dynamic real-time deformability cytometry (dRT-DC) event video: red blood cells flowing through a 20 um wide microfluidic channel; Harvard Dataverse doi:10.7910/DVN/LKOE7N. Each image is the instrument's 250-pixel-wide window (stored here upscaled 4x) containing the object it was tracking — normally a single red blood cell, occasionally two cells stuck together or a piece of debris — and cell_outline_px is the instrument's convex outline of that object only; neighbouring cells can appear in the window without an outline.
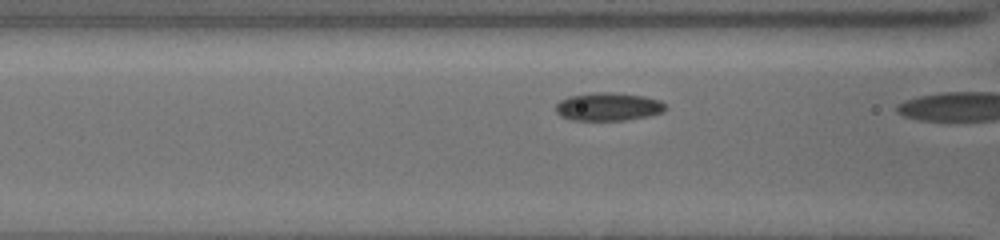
{"species": "common noctule bat (a hibernating species)", "species_latin": "Nyctalus noctula", "temperature_condition": "cold", "stored_images_in_passage": 12, "camera_frame_rate_fps": 3000, "um_per_image_px": 0.085, "animal": {"sex": "female", "body_mass_g": 19.5, "forearm_length_mm": 54.1}, "frame": {"image": 1, "passage_image": 11, "time_ms": 3.0, "image_size_px": [1000, 240], "cell_outline_px": [[668, 108], [664, 112], [648, 116], [624, 120], [572, 120], [560, 116], [556, 112], [556, 104], [560, 100], [568, 96], [592, 92], [612, 92], [644, 96], [660, 100]], "centroid_in_image_um": [51.7, 9.06], "position_along_channel_um": 114.9, "area_um2": 18.15}}